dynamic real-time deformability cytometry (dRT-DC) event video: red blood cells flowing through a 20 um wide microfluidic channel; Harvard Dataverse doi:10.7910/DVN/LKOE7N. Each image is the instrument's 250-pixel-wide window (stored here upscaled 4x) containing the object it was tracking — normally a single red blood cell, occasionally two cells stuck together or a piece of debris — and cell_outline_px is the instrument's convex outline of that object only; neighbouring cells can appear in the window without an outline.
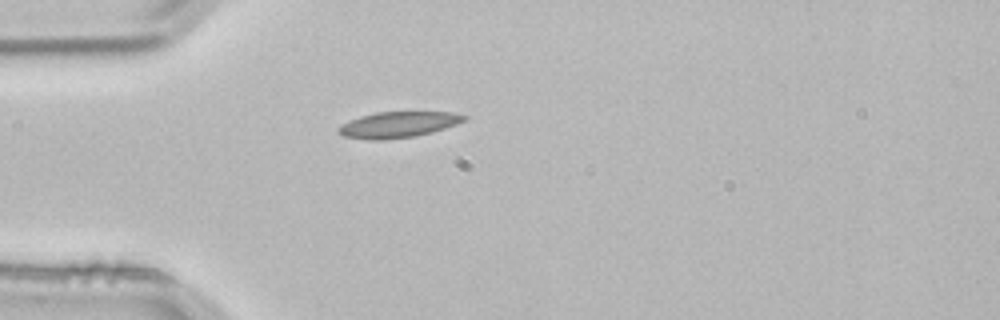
{"species": "common noctule bat (a hibernating species)", "species_latin": "Nyctalus noctula", "temperature_condition": "room temperature", "stored_images_in_passage": 1, "camera_frame_rate_fps": 3000, "um_per_image_px": 0.085, "animal": {"sex": "male", "body_mass_g": 21.5, "forearm_length_mm": 52.0}, "frame": {"image": 1, "passage_image": 1, "time_ms": 0.0, "image_size_px": [1000, 320], "cell_outline_px": [[468, 120], [432, 132], [416, 136], [384, 140], [368, 140], [344, 136], [336, 132], [336, 128], [340, 124], [360, 116], [376, 112], [452, 112], [468, 116]], "centroid_in_image_um": [33.81, 10.6], "position_along_channel_um": 51.2, "area_um2": 19.19}}